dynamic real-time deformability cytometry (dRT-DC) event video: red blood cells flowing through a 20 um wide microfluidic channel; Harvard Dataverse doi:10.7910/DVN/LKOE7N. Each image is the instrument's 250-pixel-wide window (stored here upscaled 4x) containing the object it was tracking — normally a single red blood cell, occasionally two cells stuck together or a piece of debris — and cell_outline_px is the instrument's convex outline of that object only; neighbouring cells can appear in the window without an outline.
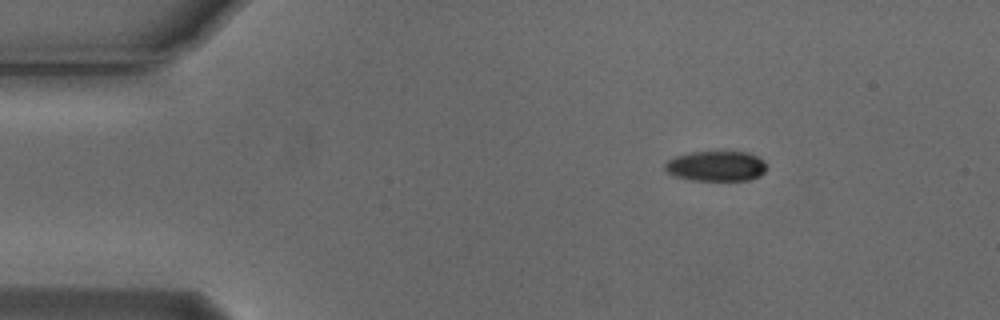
{"species": "Egyptian fruit bat (a non-hibernating species)", "species_latin": "Rousettus aegyptiacus", "temperature_condition": "cold", "stored_images_in_passage": 4, "camera_frame_rate_fps": 3000, "um_per_image_px": 0.085, "animal": {"sex": "male"}, "frame": {"image": 1, "passage_image": 1, "time_ms": 0.0, "image_size_px": [1000, 320], "cell_outline_px": [[768, 168], [760, 176], [748, 180], [692, 180], [676, 176], [668, 172], [664, 168], [664, 164], [668, 160], [676, 156], [692, 152], [748, 152], [764, 160]], "centroid_in_image_um": [60.9, 14.12], "position_along_channel_um": 24.1, "area_um2": 17.86}}
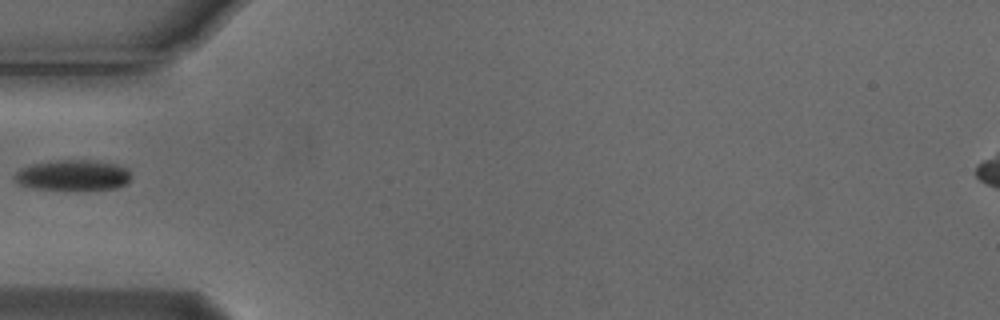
{"frame": {"image": 2, "passage_image": 4, "time_ms": 1.0, "image_size_px": [1000, 320], "cell_outline_px": [[128, 180], [124, 184], [116, 188], [80, 192], [76, 192], [32, 188], [20, 184], [12, 176], [20, 168], [32, 164], [56, 160], [88, 160], [116, 164], [124, 168], [128, 172]], "centroid_in_image_um": [6.14, 14.94], "position_along_channel_um": 78.9, "area_um2": 21.21}}